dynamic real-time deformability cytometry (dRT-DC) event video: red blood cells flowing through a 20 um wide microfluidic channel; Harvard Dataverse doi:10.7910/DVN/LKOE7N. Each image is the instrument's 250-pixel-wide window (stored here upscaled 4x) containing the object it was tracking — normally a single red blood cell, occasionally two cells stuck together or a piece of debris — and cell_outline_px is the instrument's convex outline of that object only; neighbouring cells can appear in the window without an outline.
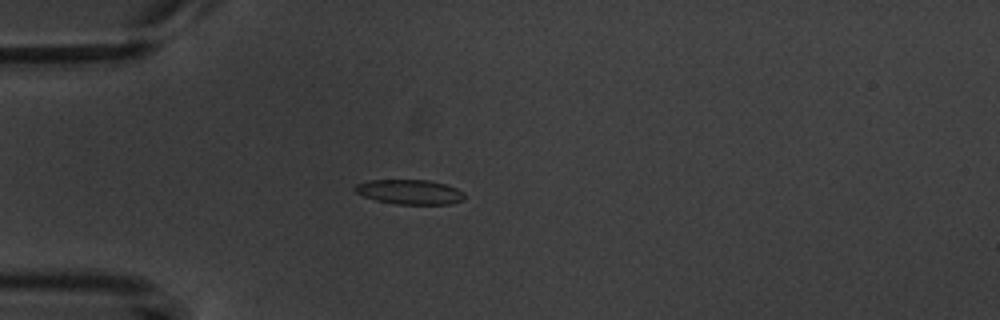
{"species": "common noctule bat (a hibernating species)", "species_latin": "Nyctalus noctula", "temperature_condition": "warm", "stored_images_in_passage": 5, "camera_frame_rate_fps": 3000, "um_per_image_px": 0.085, "animal": {"sex": "male", "body_mass_g": 20.1, "forearm_length_mm": 53.5}, "frame": {"image": 1, "passage_image": 4, "time_ms": 3.667, "image_size_px": [1000, 320], "cell_outline_px": [[464, 200], [452, 204], [396, 204], [376, 200], [364, 196], [356, 192], [352, 188], [356, 184], [368, 180], [428, 180], [444, 184], [456, 188], [464, 192]], "centroid_in_image_um": [34.82, 16.31], "position_along_channel_um": 50.2, "area_um2": 15.78}}